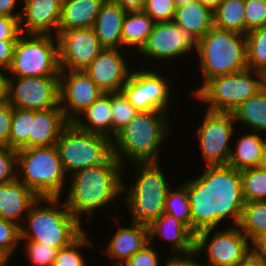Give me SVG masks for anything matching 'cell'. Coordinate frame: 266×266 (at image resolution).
Wrapping results in <instances>:
<instances>
[{"label":"cell","instance_id":"1","mask_svg":"<svg viewBox=\"0 0 266 266\" xmlns=\"http://www.w3.org/2000/svg\"><path fill=\"white\" fill-rule=\"evenodd\" d=\"M201 174L187 180L191 232L218 228L227 217L238 225L245 204L240 171L228 164L208 165Z\"/></svg>","mask_w":266,"mask_h":266},{"label":"cell","instance_id":"2","mask_svg":"<svg viewBox=\"0 0 266 266\" xmlns=\"http://www.w3.org/2000/svg\"><path fill=\"white\" fill-rule=\"evenodd\" d=\"M124 166L112 153L104 162L86 167L71 174L69 189L64 201L69 211L80 221L87 215L86 222L93 215L108 205L115 206V201L121 196L124 177Z\"/></svg>","mask_w":266,"mask_h":266},{"label":"cell","instance_id":"3","mask_svg":"<svg viewBox=\"0 0 266 266\" xmlns=\"http://www.w3.org/2000/svg\"><path fill=\"white\" fill-rule=\"evenodd\" d=\"M167 114L141 111L116 134L112 140V152L123 166L136 162H160V153H163L160 149L172 134L170 115Z\"/></svg>","mask_w":266,"mask_h":266},{"label":"cell","instance_id":"4","mask_svg":"<svg viewBox=\"0 0 266 266\" xmlns=\"http://www.w3.org/2000/svg\"><path fill=\"white\" fill-rule=\"evenodd\" d=\"M62 201L59 197H39L20 226V242H38L60 249L74 241L85 230L83 222Z\"/></svg>","mask_w":266,"mask_h":266},{"label":"cell","instance_id":"5","mask_svg":"<svg viewBox=\"0 0 266 266\" xmlns=\"http://www.w3.org/2000/svg\"><path fill=\"white\" fill-rule=\"evenodd\" d=\"M134 165L135 176L129 186L123 182L122 194L132 222L149 225L164 213L170 181L161 169V162H136L124 166V170ZM126 185V186H125Z\"/></svg>","mask_w":266,"mask_h":266},{"label":"cell","instance_id":"6","mask_svg":"<svg viewBox=\"0 0 266 266\" xmlns=\"http://www.w3.org/2000/svg\"><path fill=\"white\" fill-rule=\"evenodd\" d=\"M201 78L203 82L192 89L193 96L213 77L237 73L247 68L245 35L213 26L197 42Z\"/></svg>","mask_w":266,"mask_h":266},{"label":"cell","instance_id":"7","mask_svg":"<svg viewBox=\"0 0 266 266\" xmlns=\"http://www.w3.org/2000/svg\"><path fill=\"white\" fill-rule=\"evenodd\" d=\"M17 178L38 197H62L68 178L55 145L17 150Z\"/></svg>","mask_w":266,"mask_h":266},{"label":"cell","instance_id":"8","mask_svg":"<svg viewBox=\"0 0 266 266\" xmlns=\"http://www.w3.org/2000/svg\"><path fill=\"white\" fill-rule=\"evenodd\" d=\"M265 86V76L246 68L237 73L220 75L208 80L194 95L207 110L232 112L242 102Z\"/></svg>","mask_w":266,"mask_h":266},{"label":"cell","instance_id":"9","mask_svg":"<svg viewBox=\"0 0 266 266\" xmlns=\"http://www.w3.org/2000/svg\"><path fill=\"white\" fill-rule=\"evenodd\" d=\"M6 73V77H59L57 36L21 34Z\"/></svg>","mask_w":266,"mask_h":266},{"label":"cell","instance_id":"10","mask_svg":"<svg viewBox=\"0 0 266 266\" xmlns=\"http://www.w3.org/2000/svg\"><path fill=\"white\" fill-rule=\"evenodd\" d=\"M55 146L66 174L98 165L113 153L112 140L81 130L73 122L63 128Z\"/></svg>","mask_w":266,"mask_h":266},{"label":"cell","instance_id":"11","mask_svg":"<svg viewBox=\"0 0 266 266\" xmlns=\"http://www.w3.org/2000/svg\"><path fill=\"white\" fill-rule=\"evenodd\" d=\"M221 229H206L195 234L194 255L199 257L206 253L204 266L239 265L250 253V241L238 225Z\"/></svg>","mask_w":266,"mask_h":266},{"label":"cell","instance_id":"12","mask_svg":"<svg viewBox=\"0 0 266 266\" xmlns=\"http://www.w3.org/2000/svg\"><path fill=\"white\" fill-rule=\"evenodd\" d=\"M141 66L139 69L132 68L127 82L122 87L121 92L139 112L141 111H161L170 112V99L172 92L170 82L167 81L160 70H153L151 66L147 68ZM146 66V67H145ZM145 67V68H144ZM137 69V70H135Z\"/></svg>","mask_w":266,"mask_h":266},{"label":"cell","instance_id":"13","mask_svg":"<svg viewBox=\"0 0 266 266\" xmlns=\"http://www.w3.org/2000/svg\"><path fill=\"white\" fill-rule=\"evenodd\" d=\"M232 112L206 110L202 123L195 130L205 165H227L235 133Z\"/></svg>","mask_w":266,"mask_h":266},{"label":"cell","instance_id":"14","mask_svg":"<svg viewBox=\"0 0 266 266\" xmlns=\"http://www.w3.org/2000/svg\"><path fill=\"white\" fill-rule=\"evenodd\" d=\"M12 108L48 110L59 106V77H6Z\"/></svg>","mask_w":266,"mask_h":266},{"label":"cell","instance_id":"15","mask_svg":"<svg viewBox=\"0 0 266 266\" xmlns=\"http://www.w3.org/2000/svg\"><path fill=\"white\" fill-rule=\"evenodd\" d=\"M197 42V39L173 21L158 22L155 23L146 44L138 53L141 57L142 55L148 57V59L143 57L145 63L149 59L158 62L165 60L163 61L165 63L168 59V61L176 60L185 57L189 52L197 51Z\"/></svg>","mask_w":266,"mask_h":266},{"label":"cell","instance_id":"16","mask_svg":"<svg viewBox=\"0 0 266 266\" xmlns=\"http://www.w3.org/2000/svg\"><path fill=\"white\" fill-rule=\"evenodd\" d=\"M56 36L60 71H84L105 49L92 27L62 30Z\"/></svg>","mask_w":266,"mask_h":266},{"label":"cell","instance_id":"17","mask_svg":"<svg viewBox=\"0 0 266 266\" xmlns=\"http://www.w3.org/2000/svg\"><path fill=\"white\" fill-rule=\"evenodd\" d=\"M104 93L84 71H60L59 106L73 122Z\"/></svg>","mask_w":266,"mask_h":266},{"label":"cell","instance_id":"18","mask_svg":"<svg viewBox=\"0 0 266 266\" xmlns=\"http://www.w3.org/2000/svg\"><path fill=\"white\" fill-rule=\"evenodd\" d=\"M123 51L105 48L84 70L103 93L121 92L132 72Z\"/></svg>","mask_w":266,"mask_h":266},{"label":"cell","instance_id":"19","mask_svg":"<svg viewBox=\"0 0 266 266\" xmlns=\"http://www.w3.org/2000/svg\"><path fill=\"white\" fill-rule=\"evenodd\" d=\"M20 16L22 34H58L62 0H22ZM54 32V33H53Z\"/></svg>","mask_w":266,"mask_h":266},{"label":"cell","instance_id":"20","mask_svg":"<svg viewBox=\"0 0 266 266\" xmlns=\"http://www.w3.org/2000/svg\"><path fill=\"white\" fill-rule=\"evenodd\" d=\"M115 218L114 221L119 227L116 232H113L103 253H106V256L114 261V266H123L131 256L150 243L148 225L130 222L129 227L121 226L118 217Z\"/></svg>","mask_w":266,"mask_h":266},{"label":"cell","instance_id":"21","mask_svg":"<svg viewBox=\"0 0 266 266\" xmlns=\"http://www.w3.org/2000/svg\"><path fill=\"white\" fill-rule=\"evenodd\" d=\"M149 242L158 237L167 240L172 257L194 255L195 235L180 221L167 213L153 220L148 225Z\"/></svg>","mask_w":266,"mask_h":266},{"label":"cell","instance_id":"22","mask_svg":"<svg viewBox=\"0 0 266 266\" xmlns=\"http://www.w3.org/2000/svg\"><path fill=\"white\" fill-rule=\"evenodd\" d=\"M39 197L18 178L0 185V217L21 226L32 204Z\"/></svg>","mask_w":266,"mask_h":266},{"label":"cell","instance_id":"23","mask_svg":"<svg viewBox=\"0 0 266 266\" xmlns=\"http://www.w3.org/2000/svg\"><path fill=\"white\" fill-rule=\"evenodd\" d=\"M125 10L111 0H105L92 26L104 48L122 49L123 20Z\"/></svg>","mask_w":266,"mask_h":266},{"label":"cell","instance_id":"24","mask_svg":"<svg viewBox=\"0 0 266 266\" xmlns=\"http://www.w3.org/2000/svg\"><path fill=\"white\" fill-rule=\"evenodd\" d=\"M68 123L61 107L34 110L28 148L56 145L61 131Z\"/></svg>","mask_w":266,"mask_h":266},{"label":"cell","instance_id":"25","mask_svg":"<svg viewBox=\"0 0 266 266\" xmlns=\"http://www.w3.org/2000/svg\"><path fill=\"white\" fill-rule=\"evenodd\" d=\"M172 21L199 40L214 26L213 10L195 1L176 7Z\"/></svg>","mask_w":266,"mask_h":266},{"label":"cell","instance_id":"26","mask_svg":"<svg viewBox=\"0 0 266 266\" xmlns=\"http://www.w3.org/2000/svg\"><path fill=\"white\" fill-rule=\"evenodd\" d=\"M73 123L81 130L100 134L112 140L110 93H104L99 97Z\"/></svg>","mask_w":266,"mask_h":266},{"label":"cell","instance_id":"27","mask_svg":"<svg viewBox=\"0 0 266 266\" xmlns=\"http://www.w3.org/2000/svg\"><path fill=\"white\" fill-rule=\"evenodd\" d=\"M105 0H62L58 33L62 30L92 27Z\"/></svg>","mask_w":266,"mask_h":266},{"label":"cell","instance_id":"28","mask_svg":"<svg viewBox=\"0 0 266 266\" xmlns=\"http://www.w3.org/2000/svg\"><path fill=\"white\" fill-rule=\"evenodd\" d=\"M261 135L259 132L249 131L238 137L234 143L236 146H232L228 165L238 171L258 167L266 144V135Z\"/></svg>","mask_w":266,"mask_h":266},{"label":"cell","instance_id":"29","mask_svg":"<svg viewBox=\"0 0 266 266\" xmlns=\"http://www.w3.org/2000/svg\"><path fill=\"white\" fill-rule=\"evenodd\" d=\"M154 25L155 22L143 10L127 11L123 20L122 49L130 50L133 55L136 50L138 54L146 44Z\"/></svg>","mask_w":266,"mask_h":266},{"label":"cell","instance_id":"30","mask_svg":"<svg viewBox=\"0 0 266 266\" xmlns=\"http://www.w3.org/2000/svg\"><path fill=\"white\" fill-rule=\"evenodd\" d=\"M232 115L236 125L242 123L248 131L266 134V86L242 102L232 111Z\"/></svg>","mask_w":266,"mask_h":266},{"label":"cell","instance_id":"31","mask_svg":"<svg viewBox=\"0 0 266 266\" xmlns=\"http://www.w3.org/2000/svg\"><path fill=\"white\" fill-rule=\"evenodd\" d=\"M213 15L215 27L245 35L244 0H221Z\"/></svg>","mask_w":266,"mask_h":266},{"label":"cell","instance_id":"32","mask_svg":"<svg viewBox=\"0 0 266 266\" xmlns=\"http://www.w3.org/2000/svg\"><path fill=\"white\" fill-rule=\"evenodd\" d=\"M247 68L266 75V25L245 35Z\"/></svg>","mask_w":266,"mask_h":266},{"label":"cell","instance_id":"33","mask_svg":"<svg viewBox=\"0 0 266 266\" xmlns=\"http://www.w3.org/2000/svg\"><path fill=\"white\" fill-rule=\"evenodd\" d=\"M164 213L182 222L191 231V208L187 195V181L169 189L164 204Z\"/></svg>","mask_w":266,"mask_h":266},{"label":"cell","instance_id":"34","mask_svg":"<svg viewBox=\"0 0 266 266\" xmlns=\"http://www.w3.org/2000/svg\"><path fill=\"white\" fill-rule=\"evenodd\" d=\"M241 232L251 241L266 230V201L245 202L238 224Z\"/></svg>","mask_w":266,"mask_h":266},{"label":"cell","instance_id":"35","mask_svg":"<svg viewBox=\"0 0 266 266\" xmlns=\"http://www.w3.org/2000/svg\"><path fill=\"white\" fill-rule=\"evenodd\" d=\"M34 110L13 108L9 147L15 150L28 148Z\"/></svg>","mask_w":266,"mask_h":266},{"label":"cell","instance_id":"36","mask_svg":"<svg viewBox=\"0 0 266 266\" xmlns=\"http://www.w3.org/2000/svg\"><path fill=\"white\" fill-rule=\"evenodd\" d=\"M84 230L74 241L58 249L53 266H86V260L81 252L82 248L92 249L93 240Z\"/></svg>","mask_w":266,"mask_h":266},{"label":"cell","instance_id":"37","mask_svg":"<svg viewBox=\"0 0 266 266\" xmlns=\"http://www.w3.org/2000/svg\"><path fill=\"white\" fill-rule=\"evenodd\" d=\"M244 202L266 201V172L259 167L240 171Z\"/></svg>","mask_w":266,"mask_h":266},{"label":"cell","instance_id":"38","mask_svg":"<svg viewBox=\"0 0 266 266\" xmlns=\"http://www.w3.org/2000/svg\"><path fill=\"white\" fill-rule=\"evenodd\" d=\"M110 105L112 110V140L139 111L131 105L122 92L110 93Z\"/></svg>","mask_w":266,"mask_h":266},{"label":"cell","instance_id":"39","mask_svg":"<svg viewBox=\"0 0 266 266\" xmlns=\"http://www.w3.org/2000/svg\"><path fill=\"white\" fill-rule=\"evenodd\" d=\"M20 226L0 217V255L8 262L20 247Z\"/></svg>","mask_w":266,"mask_h":266},{"label":"cell","instance_id":"40","mask_svg":"<svg viewBox=\"0 0 266 266\" xmlns=\"http://www.w3.org/2000/svg\"><path fill=\"white\" fill-rule=\"evenodd\" d=\"M30 264L35 266H53L58 248L38 242H25L24 250Z\"/></svg>","mask_w":266,"mask_h":266},{"label":"cell","instance_id":"41","mask_svg":"<svg viewBox=\"0 0 266 266\" xmlns=\"http://www.w3.org/2000/svg\"><path fill=\"white\" fill-rule=\"evenodd\" d=\"M245 1V35L266 25V0Z\"/></svg>","mask_w":266,"mask_h":266},{"label":"cell","instance_id":"42","mask_svg":"<svg viewBox=\"0 0 266 266\" xmlns=\"http://www.w3.org/2000/svg\"><path fill=\"white\" fill-rule=\"evenodd\" d=\"M174 0H146L143 11L155 22H170L174 18Z\"/></svg>","mask_w":266,"mask_h":266},{"label":"cell","instance_id":"43","mask_svg":"<svg viewBox=\"0 0 266 266\" xmlns=\"http://www.w3.org/2000/svg\"><path fill=\"white\" fill-rule=\"evenodd\" d=\"M17 150L0 145V185L17 179Z\"/></svg>","mask_w":266,"mask_h":266},{"label":"cell","instance_id":"44","mask_svg":"<svg viewBox=\"0 0 266 266\" xmlns=\"http://www.w3.org/2000/svg\"><path fill=\"white\" fill-rule=\"evenodd\" d=\"M153 243H149L142 250L131 256L123 266H161L159 250L154 249ZM156 250V251H155Z\"/></svg>","mask_w":266,"mask_h":266},{"label":"cell","instance_id":"45","mask_svg":"<svg viewBox=\"0 0 266 266\" xmlns=\"http://www.w3.org/2000/svg\"><path fill=\"white\" fill-rule=\"evenodd\" d=\"M19 19L11 16H0V41H17L22 34Z\"/></svg>","mask_w":266,"mask_h":266},{"label":"cell","instance_id":"46","mask_svg":"<svg viewBox=\"0 0 266 266\" xmlns=\"http://www.w3.org/2000/svg\"><path fill=\"white\" fill-rule=\"evenodd\" d=\"M13 108L6 102L0 105V145L9 146Z\"/></svg>","mask_w":266,"mask_h":266},{"label":"cell","instance_id":"47","mask_svg":"<svg viewBox=\"0 0 266 266\" xmlns=\"http://www.w3.org/2000/svg\"><path fill=\"white\" fill-rule=\"evenodd\" d=\"M16 41H0V71L6 73L9 69L15 48Z\"/></svg>","mask_w":266,"mask_h":266},{"label":"cell","instance_id":"48","mask_svg":"<svg viewBox=\"0 0 266 266\" xmlns=\"http://www.w3.org/2000/svg\"><path fill=\"white\" fill-rule=\"evenodd\" d=\"M167 259H165V265L164 266H204L201 262L199 263L198 257L195 255L191 256H178V257H172L167 256ZM194 258H197L196 260Z\"/></svg>","mask_w":266,"mask_h":266},{"label":"cell","instance_id":"49","mask_svg":"<svg viewBox=\"0 0 266 266\" xmlns=\"http://www.w3.org/2000/svg\"><path fill=\"white\" fill-rule=\"evenodd\" d=\"M250 252L266 258V230L257 234L250 241Z\"/></svg>","mask_w":266,"mask_h":266},{"label":"cell","instance_id":"50","mask_svg":"<svg viewBox=\"0 0 266 266\" xmlns=\"http://www.w3.org/2000/svg\"><path fill=\"white\" fill-rule=\"evenodd\" d=\"M17 4L18 0H0V16H11L20 18L21 10L18 12L16 8ZM14 9H16L17 11Z\"/></svg>","mask_w":266,"mask_h":266},{"label":"cell","instance_id":"51","mask_svg":"<svg viewBox=\"0 0 266 266\" xmlns=\"http://www.w3.org/2000/svg\"><path fill=\"white\" fill-rule=\"evenodd\" d=\"M125 11L143 10L146 0H111Z\"/></svg>","mask_w":266,"mask_h":266},{"label":"cell","instance_id":"52","mask_svg":"<svg viewBox=\"0 0 266 266\" xmlns=\"http://www.w3.org/2000/svg\"><path fill=\"white\" fill-rule=\"evenodd\" d=\"M239 266H266V258L250 252Z\"/></svg>","mask_w":266,"mask_h":266},{"label":"cell","instance_id":"53","mask_svg":"<svg viewBox=\"0 0 266 266\" xmlns=\"http://www.w3.org/2000/svg\"><path fill=\"white\" fill-rule=\"evenodd\" d=\"M7 102V80L6 74L0 71V105Z\"/></svg>","mask_w":266,"mask_h":266},{"label":"cell","instance_id":"54","mask_svg":"<svg viewBox=\"0 0 266 266\" xmlns=\"http://www.w3.org/2000/svg\"><path fill=\"white\" fill-rule=\"evenodd\" d=\"M196 1L199 2L200 4L204 5V6L211 8L212 10H214L218 6V3L221 0H196Z\"/></svg>","mask_w":266,"mask_h":266},{"label":"cell","instance_id":"55","mask_svg":"<svg viewBox=\"0 0 266 266\" xmlns=\"http://www.w3.org/2000/svg\"><path fill=\"white\" fill-rule=\"evenodd\" d=\"M261 170L266 172V144L264 146L263 152H262V156H261V160L258 166Z\"/></svg>","mask_w":266,"mask_h":266},{"label":"cell","instance_id":"56","mask_svg":"<svg viewBox=\"0 0 266 266\" xmlns=\"http://www.w3.org/2000/svg\"><path fill=\"white\" fill-rule=\"evenodd\" d=\"M196 0H174L176 7L195 2Z\"/></svg>","mask_w":266,"mask_h":266},{"label":"cell","instance_id":"57","mask_svg":"<svg viewBox=\"0 0 266 266\" xmlns=\"http://www.w3.org/2000/svg\"><path fill=\"white\" fill-rule=\"evenodd\" d=\"M9 262L2 256L0 255V266H6Z\"/></svg>","mask_w":266,"mask_h":266},{"label":"cell","instance_id":"58","mask_svg":"<svg viewBox=\"0 0 266 266\" xmlns=\"http://www.w3.org/2000/svg\"><path fill=\"white\" fill-rule=\"evenodd\" d=\"M216 266H239V265H216Z\"/></svg>","mask_w":266,"mask_h":266}]
</instances>
